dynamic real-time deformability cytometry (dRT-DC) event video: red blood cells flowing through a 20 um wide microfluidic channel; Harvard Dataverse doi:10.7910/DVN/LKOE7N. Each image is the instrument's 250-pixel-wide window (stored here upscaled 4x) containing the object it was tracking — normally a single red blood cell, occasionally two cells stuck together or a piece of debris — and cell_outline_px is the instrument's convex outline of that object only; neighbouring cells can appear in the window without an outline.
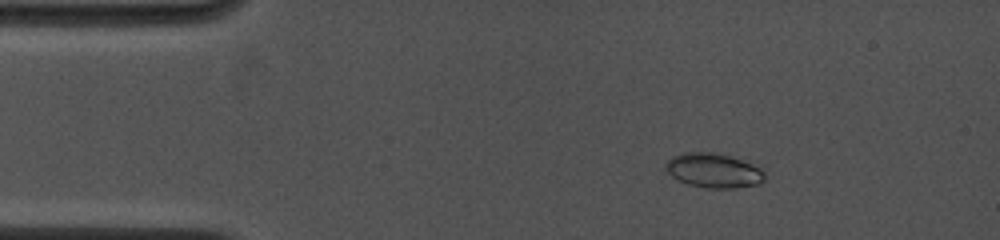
{"species": "common noctule bat (a hibernating species)", "species_latin": "Nyctalus noctula", "temperature_condition": "cold", "stored_images_in_passage": 70, "camera_frame_rate_fps": 4500, "um_per_image_px": 0.085, "animal": {"sex": "female", "body_mass_g": 19.0, "forearm_length_mm": 53.3}, "frame": {"image": 1, "passage_image": 11, "time_ms": 2.222, "image_size_px": [1000, 240], "cell_outline_px": [[764, 180], [756, 184], [736, 188], [704, 188], [688, 184], [672, 176], [664, 168], [664, 164], [672, 156], [684, 152], [712, 152], [732, 156], [752, 164], [760, 168], [764, 172]], "centroid_in_image_um": [60.63, 14.48], "position_along_channel_um": 24.4, "area_um2": 19.88}}
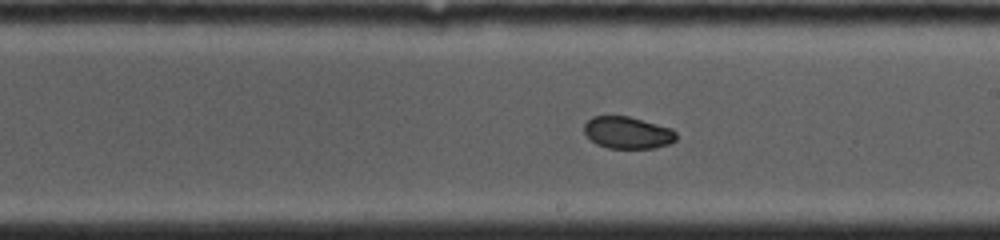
{"frame": {"image": 2, "passage_image": 41, "time_ms": 8.889, "image_size_px": [1000, 240], "cell_outline_px": [[676, 140], [668, 144], [652, 148], [608, 148], [596, 144], [584, 132], [584, 124], [592, 116], [628, 116], [672, 128], [676, 132]], "centroid_in_image_um": [53.34, 11.27], "position_along_channel_um": 235.7, "area_um2": 17.11}}
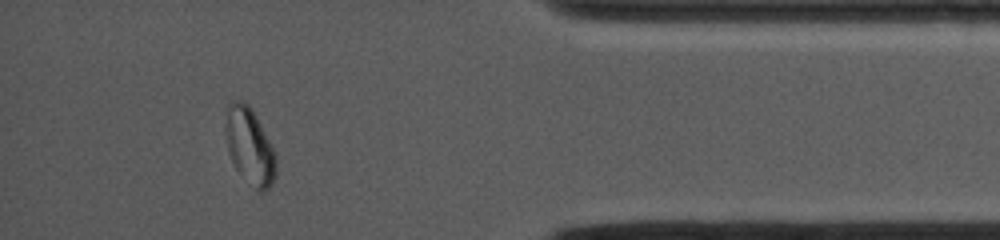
{"frame": {"image": 3, "passage_image": 63, "time_ms": 13.778, "image_size_px": [1000, 240], "cell_outline_px": [[276, 176], [272, 184], [264, 192], [256, 192], [236, 168], [228, 152], [228, 104], [232, 100], [244, 100], [252, 108], [276, 156]], "centroid_in_image_um": [21.27, 12.48], "position_along_channel_um": 413.9, "area_um2": 21.91}, "authors_computed_cell_mechanics": {"area_um2": 19.2763, "velocity_mm_per_s": 4.095, "shape_relaxation_time_tau1_ms": 11.3834, "shape_relaxation_time_tau2_ms": 1.116, "deformation_change_tau1": 0.2136, "deformation_change_tau2": 0.0337}}